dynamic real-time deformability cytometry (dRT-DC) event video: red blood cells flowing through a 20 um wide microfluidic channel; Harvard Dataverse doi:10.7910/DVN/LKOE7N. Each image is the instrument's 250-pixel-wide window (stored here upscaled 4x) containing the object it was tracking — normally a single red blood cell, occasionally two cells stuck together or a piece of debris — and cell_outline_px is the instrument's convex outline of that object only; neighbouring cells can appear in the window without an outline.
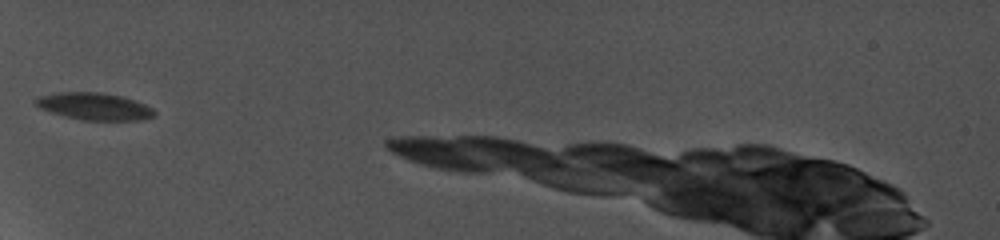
{"species": "common noctule bat (a hibernating species)", "species_latin": "Nyctalus noctula", "temperature_condition": "cold", "stored_images_in_passage": 5, "camera_frame_rate_fps": 5000, "um_per_image_px": 0.085, "animal": {"sex": "female", "body_mass_g": 19.0, "forearm_length_mm": 56.7}, "frame": {"image": 1, "passage_image": 1, "time_ms": 0.0, "image_size_px": [1000, 240], "cell_outline_px": [[156, 112], [152, 116], [140, 120], [84, 120], [68, 116], [44, 108], [36, 104], [36, 100], [40, 96], [68, 92], [96, 92], [120, 96], [144, 104], [152, 108]], "centroid_in_image_um": [8.1, 9.04], "position_along_channel_um": 76.9, "area_um2": 17.86}}